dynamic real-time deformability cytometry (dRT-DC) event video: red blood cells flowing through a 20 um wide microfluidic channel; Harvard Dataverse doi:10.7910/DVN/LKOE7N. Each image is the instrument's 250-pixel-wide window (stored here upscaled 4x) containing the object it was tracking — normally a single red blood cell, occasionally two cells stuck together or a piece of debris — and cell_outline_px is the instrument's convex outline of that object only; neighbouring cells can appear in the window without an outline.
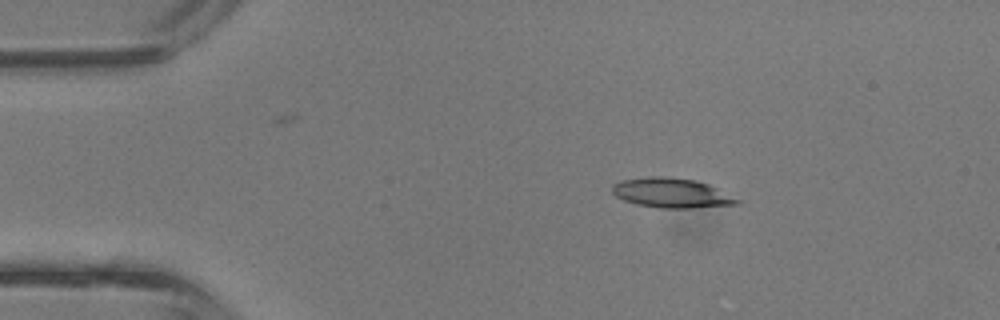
{"species": "common noctule bat (a hibernating species)", "species_latin": "Nyctalus noctula", "temperature_condition": "room temperature", "stored_images_in_passage": 2, "camera_frame_rate_fps": 3000, "um_per_image_px": 0.085, "animal": {"sex": "male", "body_mass_g": 13.3}, "frame": {"image": 1, "passage_image": 1, "time_ms": 0.0, "image_size_px": [1000, 320], "cell_outline_px": [[740, 204], [692, 208], [660, 208], [636, 204], [624, 200], [616, 196], [612, 192], [612, 184], [620, 180], [648, 176], [664, 176], [696, 180], [708, 184], [740, 200]], "centroid_in_image_um": [57.04, 16.4], "position_along_channel_um": 28.0, "area_um2": 21.62}}